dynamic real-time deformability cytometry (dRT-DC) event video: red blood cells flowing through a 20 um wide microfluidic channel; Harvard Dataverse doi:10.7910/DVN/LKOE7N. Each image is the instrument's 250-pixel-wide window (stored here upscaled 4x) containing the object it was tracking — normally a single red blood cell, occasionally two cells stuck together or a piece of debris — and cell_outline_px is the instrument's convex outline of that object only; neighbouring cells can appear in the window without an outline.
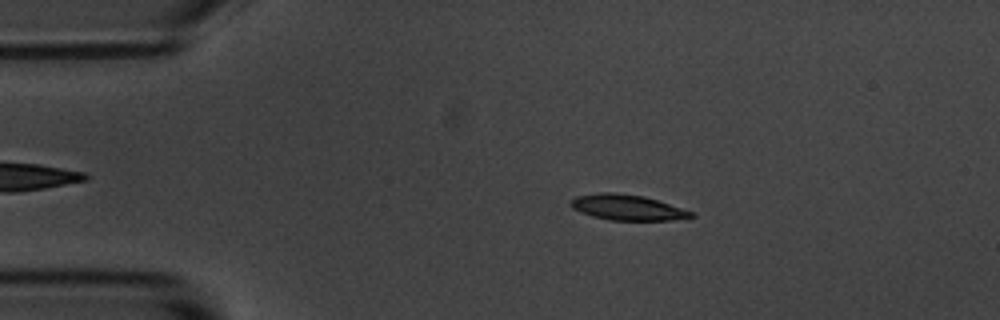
{"species": "common noctule bat (a hibernating species)", "species_latin": "Nyctalus noctula", "temperature_condition": "room temperature", "stored_images_in_passage": 47, "camera_frame_rate_fps": 3000, "um_per_image_px": 0.085, "animal": {"sex": "male", "body_mass_g": 20.1, "forearm_length_mm": 53.5}, "frame": {"image": 1, "passage_image": 10, "time_ms": 3.0, "image_size_px": [1000, 320], "cell_outline_px": [[696, 216], [672, 220], [608, 220], [592, 216], [580, 212], [572, 208], [568, 204], [576, 196], [600, 192], [612, 192], [644, 196], [692, 212]], "centroid_in_image_um": [53.26, 17.63], "position_along_channel_um": 31.7, "area_um2": 17.74}}
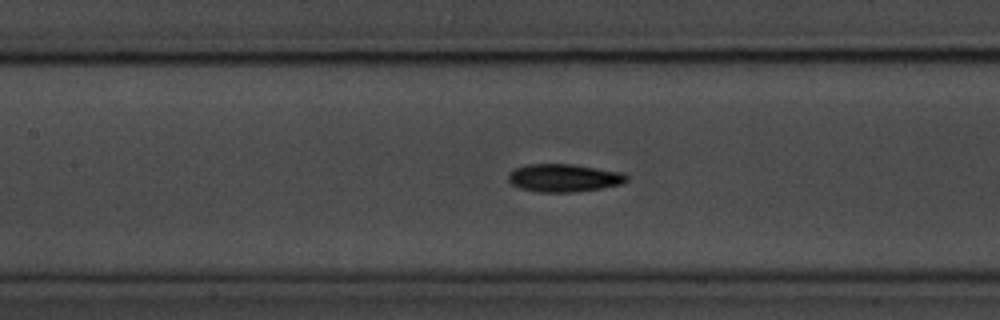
{"frame": {"image": 2, "passage_image": 24, "time_ms": 7.667, "image_size_px": [1000, 320], "cell_outline_px": [[628, 180], [620, 184], [600, 188], [572, 192], [536, 192], [520, 188], [512, 184], [508, 180], [508, 172], [512, 168], [528, 164], [572, 164], [620, 172], [628, 176]], "centroid_in_image_um": [47.86, 15.12], "position_along_channel_um": 159.5, "area_um2": 19.19}}
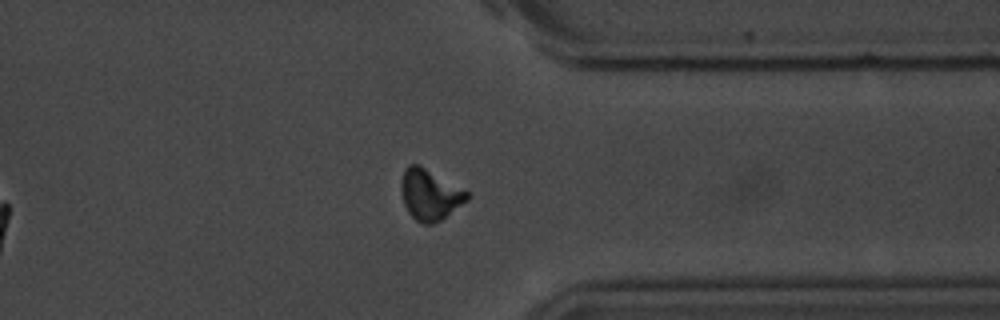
{"frame": {"image": 3, "passage_image": 42, "time_ms": 13.667, "image_size_px": [1000, 320], "cell_outline_px": [[468, 200], [440, 220], [432, 224], [424, 224], [416, 220], [408, 212], [404, 204], [400, 188], [400, 180], [404, 168], [408, 164], [420, 164], [468, 192]], "centroid_in_image_um": [36.49, 16.52], "position_along_channel_um": 374.9, "area_um2": 19.48}, "authors_computed_cell_mechanics": {"area_um2": 18.6116, "velocity_mm_per_s": 3.6676, "shape_relaxation_time_tau1_ms": 2.9401, "shape_relaxation_time_tau2_ms": 3.4211, "deformation_change_tau1": 0.133, "deformation_change_tau2": 0.107}}